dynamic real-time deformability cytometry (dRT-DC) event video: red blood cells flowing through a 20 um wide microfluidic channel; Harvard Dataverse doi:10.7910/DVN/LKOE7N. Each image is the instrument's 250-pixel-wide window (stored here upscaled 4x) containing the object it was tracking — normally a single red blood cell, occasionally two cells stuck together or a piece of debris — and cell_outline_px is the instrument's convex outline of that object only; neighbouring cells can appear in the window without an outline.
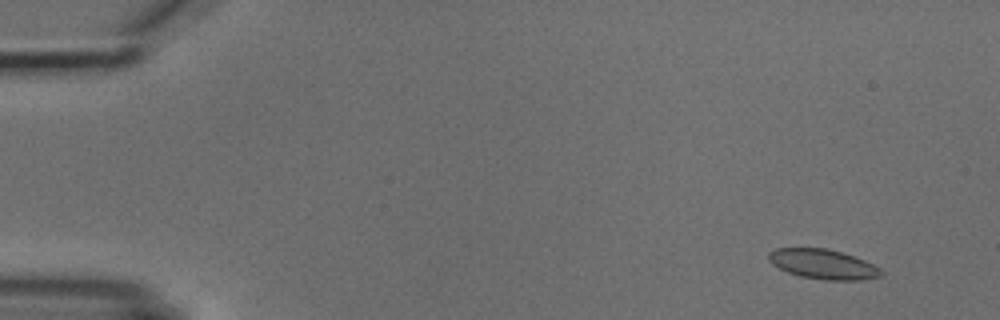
{"species": "common noctule bat (a hibernating species)", "species_latin": "Nyctalus noctula", "temperature_condition": "cold", "stored_images_in_passage": 7, "camera_frame_rate_fps": 3000, "um_per_image_px": 0.085, "animal": {"sex": "male", "body_mass_g": 18.8}, "frame": {"image": 1, "passage_image": 2, "time_ms": 1.333, "image_size_px": [1000, 320], "cell_outline_px": [[884, 276], [860, 280], [824, 280], [800, 276], [788, 272], [772, 264], [768, 260], [768, 252], [776, 248], [828, 248], [864, 260], [880, 268], [884, 272]], "centroid_in_image_um": [69.97, 22.46], "position_along_channel_um": 15.0, "area_um2": 19.54}}
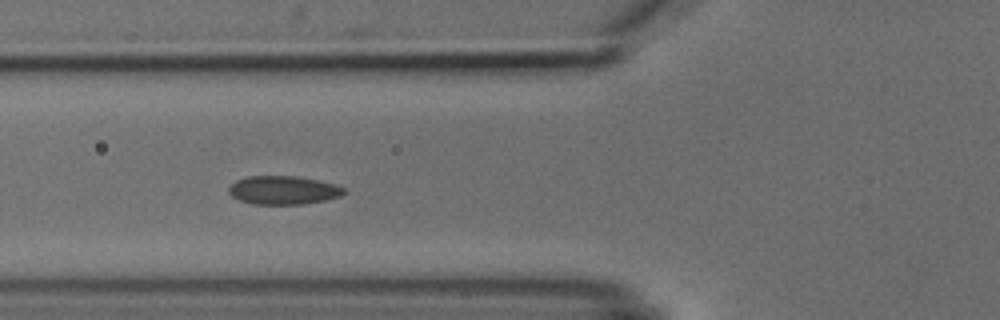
{"frame": {"image": 2, "passage_image": 6, "time_ms": 6.667, "image_size_px": [1000, 320], "cell_outline_px": [[348, 192], [340, 196], [324, 200], [304, 204], [252, 204], [240, 200], [232, 196], [228, 192], [228, 188], [236, 180], [248, 176], [296, 176], [320, 180], [336, 184], [348, 188]], "centroid_in_image_um": [24.13, 16.16], "position_along_channel_um": 101.7, "area_um2": 19.36}}
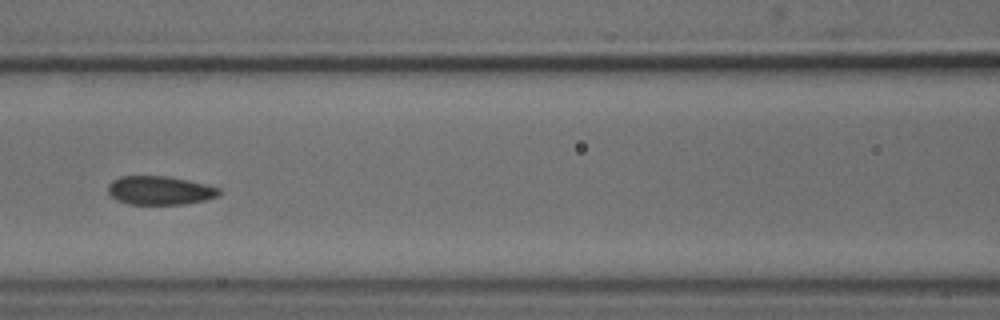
{"frame": {"image": 3, "passage_image": 7, "time_ms": 8.0, "image_size_px": [1000, 320], "cell_outline_px": [[220, 196], [204, 200], [184, 204], [128, 204], [116, 200], [108, 192], [108, 184], [112, 180], [120, 176], [168, 176], [208, 184], [220, 188]], "centroid_in_image_um": [13.6, 16.18], "position_along_channel_um": 153.0, "area_um2": 18.73}}